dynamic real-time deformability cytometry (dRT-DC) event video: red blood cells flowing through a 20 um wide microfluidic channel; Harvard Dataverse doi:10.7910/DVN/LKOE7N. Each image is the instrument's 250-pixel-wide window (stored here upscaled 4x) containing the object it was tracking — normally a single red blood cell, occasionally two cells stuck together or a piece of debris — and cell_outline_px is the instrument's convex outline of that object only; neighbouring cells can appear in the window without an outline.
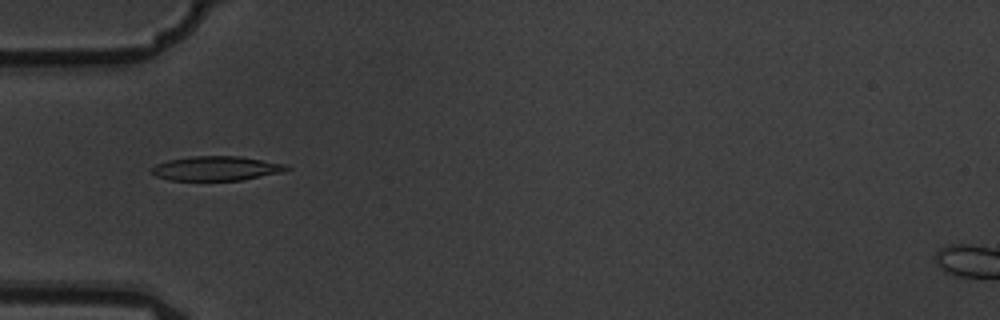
{"species": "common noctule bat (a hibernating species)", "species_latin": "Nyctalus noctula", "temperature_condition": "warm", "stored_images_in_passage": 8, "camera_frame_rate_fps": 3000, "um_per_image_px": 0.085, "animal": {"sex": "male", "body_mass_g": 19.5, "forearm_length_mm": 54.6}, "frame": {"image": 1, "passage_image": 5, "time_ms": 1.333, "image_size_px": [1000, 320], "cell_outline_px": [[292, 168], [284, 172], [244, 180], [168, 180], [156, 176], [152, 172], [152, 168], [156, 164], [168, 160], [192, 156], [240, 156], [288, 164]], "centroid_in_image_um": [18.46, 14.31], "position_along_channel_um": 66.5, "area_um2": 19.36}}
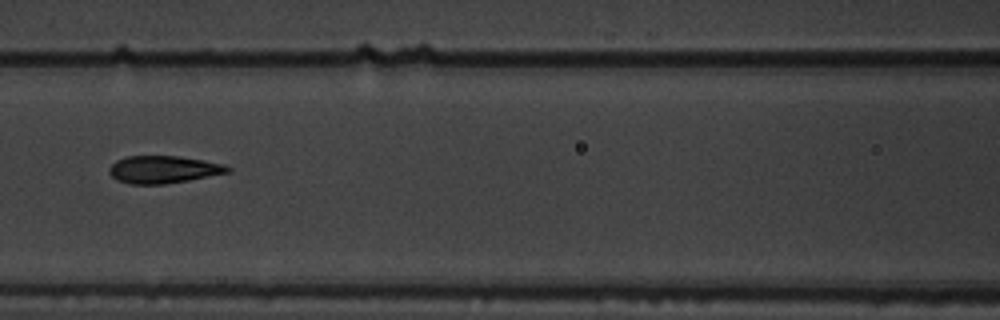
{"frame": {"image": 2, "passage_image": 7, "time_ms": 2.0, "image_size_px": [1000, 320], "cell_outline_px": [[232, 172], [188, 180], [164, 184], [128, 184], [116, 180], [108, 172], [108, 168], [116, 160], [124, 156], [176, 156], [204, 160], [224, 164], [232, 168]], "centroid_in_image_um": [13.88, 14.41], "position_along_channel_um": 152.7, "area_um2": 19.13}}
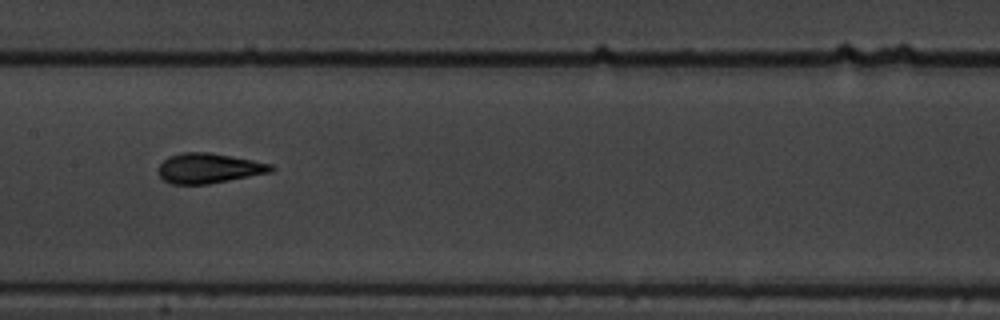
{"frame": {"image": 3, "passage_image": 8, "time_ms": 2.333, "image_size_px": [1000, 320], "cell_outline_px": [[276, 168], [272, 172], [208, 184], [172, 184], [164, 180], [160, 176], [156, 168], [168, 156], [184, 152], [208, 152], [252, 160], [272, 164]], "centroid_in_image_um": [17.74, 14.3], "position_along_channel_um": 189.7, "area_um2": 19.71}}